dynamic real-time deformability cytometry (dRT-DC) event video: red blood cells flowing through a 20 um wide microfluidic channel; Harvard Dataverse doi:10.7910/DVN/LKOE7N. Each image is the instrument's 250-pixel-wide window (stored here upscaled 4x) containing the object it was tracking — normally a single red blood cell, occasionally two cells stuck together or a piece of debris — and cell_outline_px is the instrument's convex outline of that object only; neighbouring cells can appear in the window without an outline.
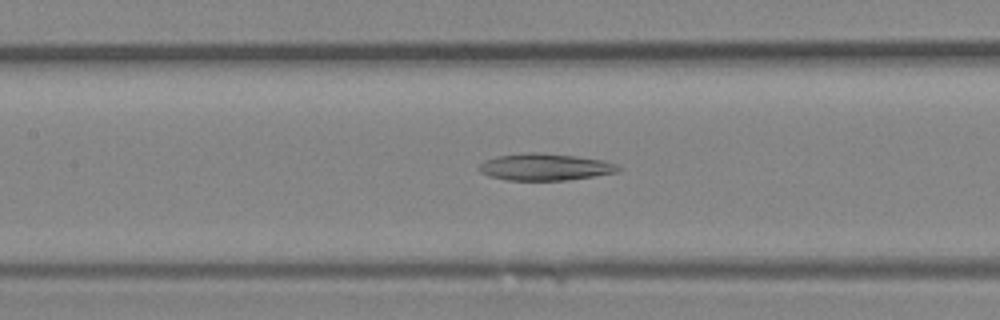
{"species": "Egyptian fruit bat (a non-hibernating species)", "species_latin": "Rousettus aegyptiacus", "temperature_condition": "room temperature", "stored_images_in_passage": 25, "camera_frame_rate_fps": 3000, "um_per_image_px": 0.085, "animal": {"sex": "female"}, "frame": {"image": 1, "passage_image": 9, "time_ms": 2.667, "image_size_px": [1000, 320], "cell_outline_px": [[624, 168], [620, 172], [568, 180], [508, 180], [488, 176], [480, 172], [480, 164], [484, 160], [496, 156], [528, 152], [540, 152], [576, 156], [604, 160], [616, 164]], "centroid_in_image_um": [46.37, 14.19], "position_along_channel_um": 161.0, "area_um2": 22.02}}
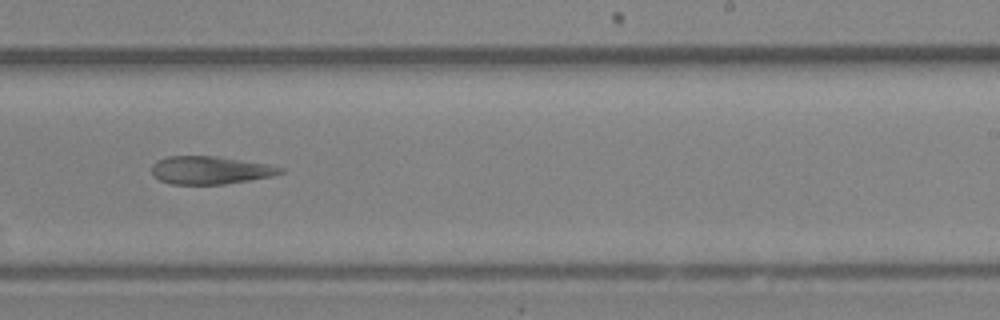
{"frame": {"image": 2, "passage_image": 15, "time_ms": 4.667, "image_size_px": [1000, 320], "cell_outline_px": [[284, 172], [272, 176], [224, 184], [172, 184], [160, 180], [152, 176], [152, 164], [156, 160], [168, 156], [216, 156], [268, 164], [284, 168]], "centroid_in_image_um": [17.84, 14.46], "position_along_channel_um": 271.2, "area_um2": 20.92}}
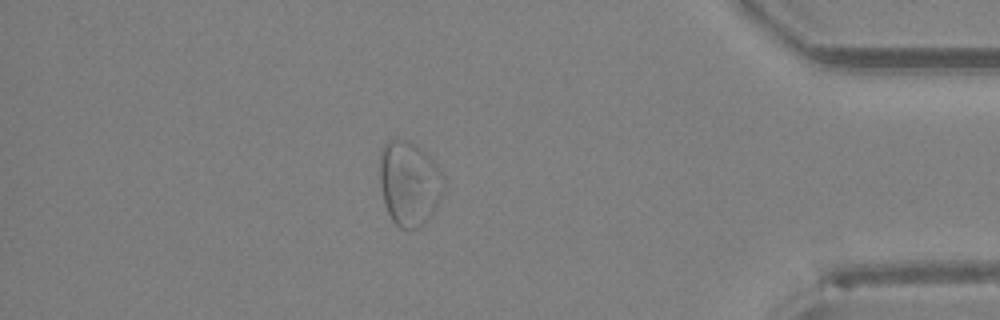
{"frame": {"image": 3, "passage_image": 24, "time_ms": 7.667, "image_size_px": [1000, 320], "cell_outline_px": [[444, 192], [432, 212], [416, 228], [400, 228], [392, 220], [384, 204], [380, 188], [380, 148], [388, 140], [408, 140], [420, 148], [436, 164], [444, 176]], "centroid_in_image_um": [34.76, 15.55], "position_along_channel_um": 400.4, "area_um2": 31.27}}